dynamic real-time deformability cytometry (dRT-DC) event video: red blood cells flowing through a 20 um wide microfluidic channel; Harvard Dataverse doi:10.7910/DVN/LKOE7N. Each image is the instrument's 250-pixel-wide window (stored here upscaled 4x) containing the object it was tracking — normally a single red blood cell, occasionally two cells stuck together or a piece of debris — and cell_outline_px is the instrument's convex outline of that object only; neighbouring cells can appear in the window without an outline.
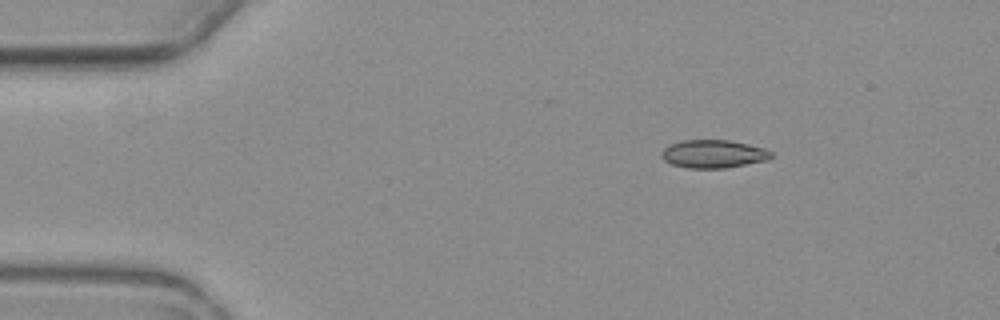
{"species": "common noctule bat (a hibernating species)", "species_latin": "Nyctalus noctula", "temperature_condition": "warm", "stored_images_in_passage": 4, "camera_frame_rate_fps": 3000, "um_per_image_px": 0.085, "animal": {"sex": "female", "body_mass_g": 19.3, "forearm_length_mm": 54.1}, "frame": {"image": 1, "passage_image": 2, "time_ms": 1.333, "image_size_px": [1000, 320], "cell_outline_px": [[772, 156], [768, 160], [724, 168], [688, 168], [672, 164], [664, 160], [660, 156], [660, 152], [668, 144], [684, 140], [728, 140], [748, 144], [764, 148], [772, 152]], "centroid_in_image_um": [60.61, 13.08], "position_along_channel_um": 24.4, "area_um2": 17.98}}